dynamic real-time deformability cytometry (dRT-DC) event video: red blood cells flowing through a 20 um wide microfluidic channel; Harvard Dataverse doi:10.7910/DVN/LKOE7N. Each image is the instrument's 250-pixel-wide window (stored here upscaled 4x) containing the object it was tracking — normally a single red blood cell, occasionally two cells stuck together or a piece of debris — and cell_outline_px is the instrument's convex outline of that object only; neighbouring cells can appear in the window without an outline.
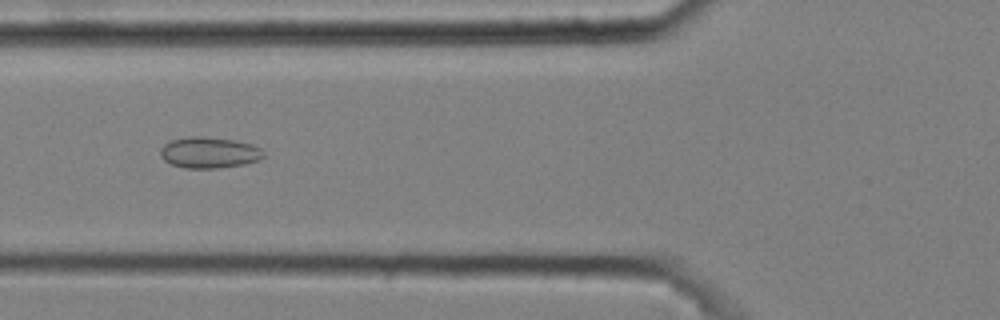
{"species": "common noctule bat (a hibernating species)", "species_latin": "Nyctalus noctula", "temperature_condition": "cold", "stored_images_in_passage": 52, "camera_frame_rate_fps": 3000, "um_per_image_px": 0.085, "animal": {"sex": "male", "body_mass_g": 20.4}, "frame": {"image": 1, "passage_image": 21, "time_ms": 6.667, "image_size_px": [1000, 320], "cell_outline_px": [[264, 156], [260, 160], [244, 164], [220, 168], [184, 168], [172, 164], [164, 160], [160, 156], [160, 148], [164, 144], [172, 140], [188, 136], [204, 136], [236, 140], [252, 144], [260, 148], [264, 152]], "centroid_in_image_um": [17.79, 12.96], "position_along_channel_um": 108.0, "area_um2": 18.9}}
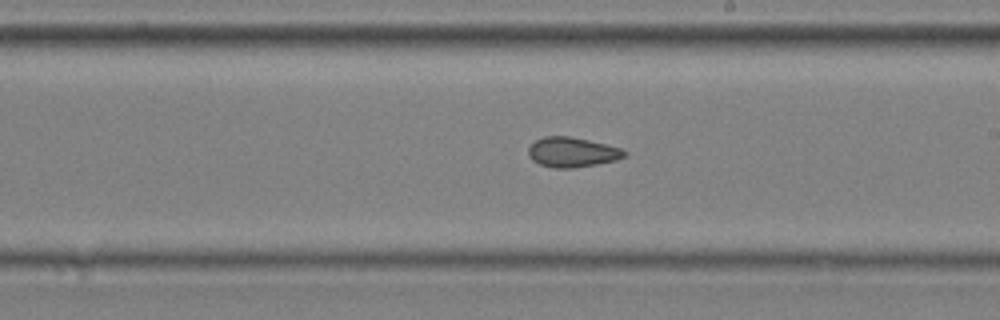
{"frame": {"image": 2, "passage_image": 32, "time_ms": 10.333, "image_size_px": [1000, 320], "cell_outline_px": [[628, 156], [616, 160], [596, 164], [572, 168], [552, 168], [540, 164], [532, 160], [528, 156], [528, 148], [536, 140], [544, 136], [568, 136], [588, 140], [620, 148], [628, 152]], "centroid_in_image_um": [48.63, 12.94], "position_along_channel_um": 240.4, "area_um2": 16.7}}
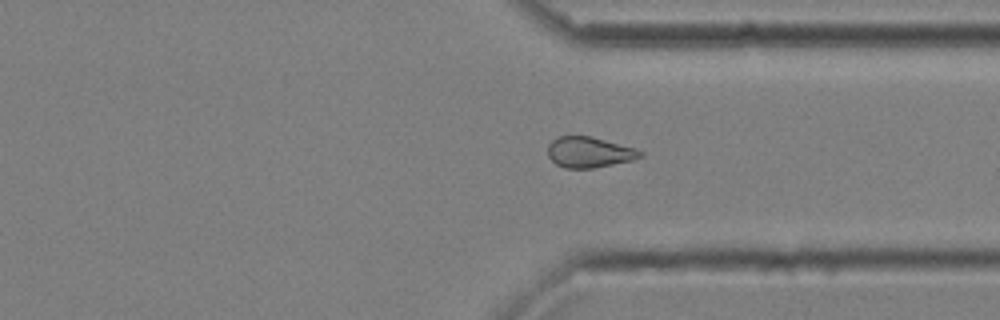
{"frame": {"image": 3, "passage_image": 42, "time_ms": 13.667, "image_size_px": [1000, 320], "cell_outline_px": [[644, 156], [632, 160], [592, 168], [564, 168], [556, 164], [548, 156], [548, 144], [556, 136], [592, 136], [636, 148], [644, 152]], "centroid_in_image_um": [50.09, 12.93], "position_along_channel_um": 361.3, "area_um2": 16.65}, "authors_computed_cell_mechanics": {"area_um2": 17.7735, "velocity_mm_per_s": 3.6054, "shape_relaxation_time_tau1_ms": null, "shape_relaxation_time_tau2_ms": 4.4242, "deformation_change_tau1": null, "deformation_change_tau2": 0.1114}}